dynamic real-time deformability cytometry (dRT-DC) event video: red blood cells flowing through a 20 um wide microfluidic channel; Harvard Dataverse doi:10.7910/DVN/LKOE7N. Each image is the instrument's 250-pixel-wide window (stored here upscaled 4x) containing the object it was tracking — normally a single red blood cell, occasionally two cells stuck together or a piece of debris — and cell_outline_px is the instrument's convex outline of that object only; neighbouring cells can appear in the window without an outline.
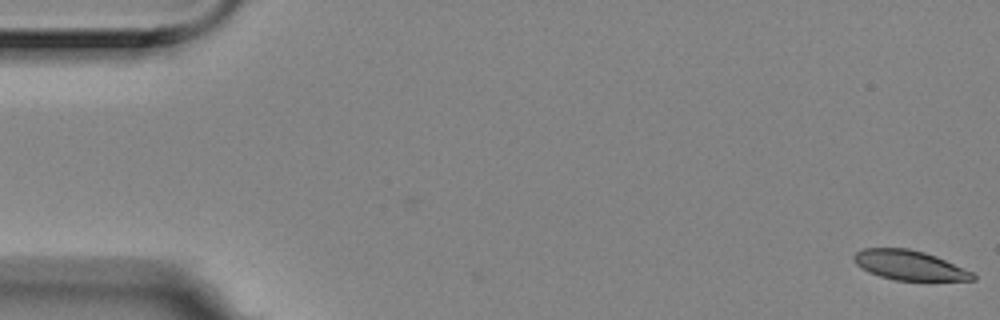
{"species": "Egyptian fruit bat (a non-hibernating species)", "species_latin": "Rousettus aegyptiacus", "temperature_condition": "room temperature", "stored_images_in_passage": 2, "camera_frame_rate_fps": 3000, "um_per_image_px": 0.085, "animal": {"sex": "female"}, "frame": {"image": 1, "passage_image": 2, "time_ms": 0.333, "image_size_px": [1000, 320], "cell_outline_px": [[976, 280], [896, 280], [880, 276], [868, 272], [856, 264], [852, 260], [852, 256], [856, 252], [864, 248], [908, 248], [924, 252], [936, 256], [972, 272], [976, 276]], "centroid_in_image_um": [77.26, 22.54], "position_along_channel_um": 7.7, "area_um2": 20.4}}